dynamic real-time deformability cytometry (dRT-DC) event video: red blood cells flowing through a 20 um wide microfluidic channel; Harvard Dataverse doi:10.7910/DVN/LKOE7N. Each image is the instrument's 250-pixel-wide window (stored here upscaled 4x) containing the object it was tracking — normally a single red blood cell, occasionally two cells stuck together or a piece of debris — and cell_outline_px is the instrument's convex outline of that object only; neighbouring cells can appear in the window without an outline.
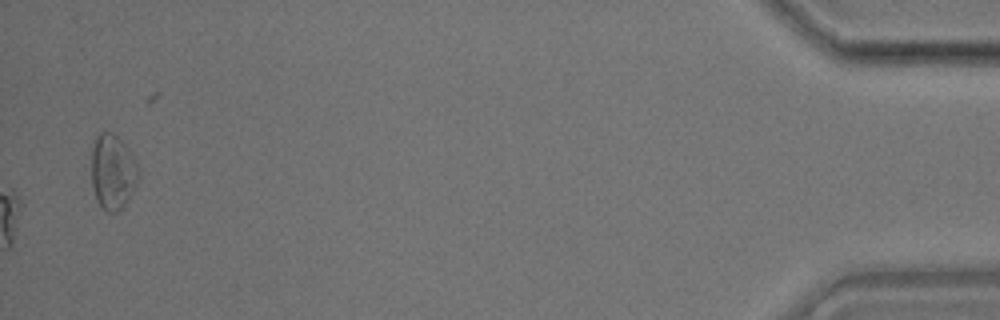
{"species": "common noctule bat (a hibernating species)", "species_latin": "Nyctalus noctula", "temperature_condition": "room temperature", "stored_images_in_passage": 40, "camera_frame_rate_fps": 3000, "um_per_image_px": 0.085, "animal": {"sex": "male", "body_mass_g": 17.9}, "frame": {"image": 1, "passage_image": 40, "time_ms": 13.0, "image_size_px": [1000, 320], "cell_outline_px": [[140, 180], [128, 200], [116, 212], [108, 212], [96, 200], [92, 184], [92, 152], [96, 136], [100, 132], [112, 132], [124, 144], [140, 168]], "centroid_in_image_um": [9.61, 14.62], "position_along_channel_um": 425.6, "area_um2": 20.52}}